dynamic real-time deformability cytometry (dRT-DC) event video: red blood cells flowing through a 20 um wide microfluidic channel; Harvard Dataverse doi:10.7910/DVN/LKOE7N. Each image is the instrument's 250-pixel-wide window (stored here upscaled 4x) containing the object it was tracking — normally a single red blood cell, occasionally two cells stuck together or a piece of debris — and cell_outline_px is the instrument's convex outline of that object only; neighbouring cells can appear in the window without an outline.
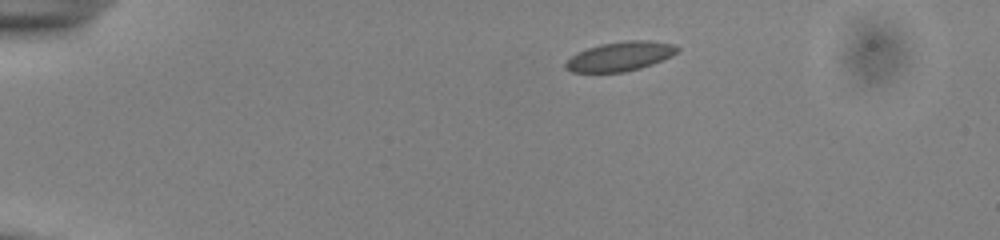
{"species": "common noctule bat (a hibernating species)", "species_latin": "Nyctalus noctula", "temperature_condition": "cold", "stored_images_in_passage": 44, "camera_frame_rate_fps": 3000, "um_per_image_px": 0.085, "animal": {"sex": "male", "body_mass_g": 13.0, "forearm_length_mm": 53.1}, "frame": {"image": 1, "passage_image": 1, "time_ms": 0.0, "image_size_px": [1000, 240], "cell_outline_px": [[680, 48], [672, 56], [652, 64], [640, 68], [624, 72], [572, 72], [564, 68], [564, 64], [576, 52], [600, 44], [624, 40], [648, 40], [676, 44]], "centroid_in_image_um": [52.72, 4.78], "position_along_channel_um": 32.3, "area_um2": 19.19}}
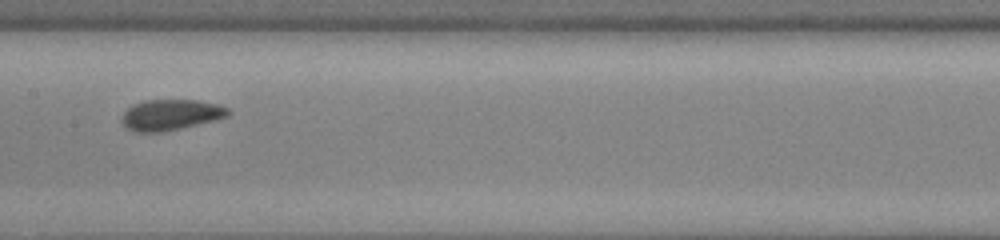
{"frame": {"image": 2, "passage_image": 19, "time_ms": 6.0, "image_size_px": [1000, 240], "cell_outline_px": [[232, 112], [228, 116], [216, 120], [180, 128], [160, 132], [136, 132], [128, 128], [120, 120], [124, 112], [132, 104], [144, 100], [196, 100], [216, 104], [228, 108]], "centroid_in_image_um": [14.51, 9.75], "position_along_channel_um": 192.9, "area_um2": 19.02}}
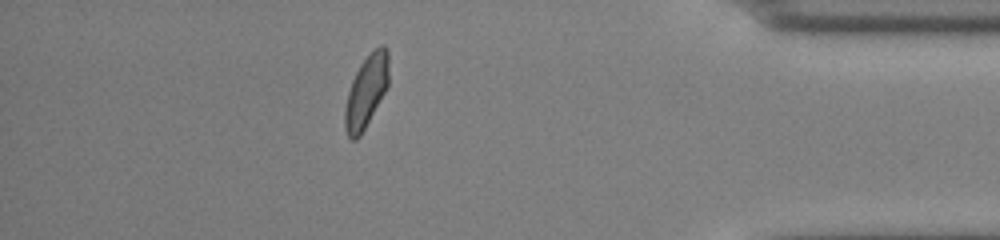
{"frame": {"image": 3, "passage_image": 38, "time_ms": 12.333, "image_size_px": [1000, 240], "cell_outline_px": [[388, 84], [384, 92], [360, 136], [356, 140], [352, 140], [348, 136], [344, 128], [344, 108], [348, 92], [352, 80], [360, 64], [380, 44], [384, 44], [388, 48]], "centroid_in_image_um": [31.11, 7.77], "position_along_channel_um": 404.1, "area_um2": 18.21}, "authors_computed_cell_mechanics": {"area_um2": 18.7272, "velocity_mm_per_s": 3.8711, "shape_relaxation_time_tau1_ms": 6.9887, "shape_relaxation_time_tau2_ms": 1.3283, "deformation_change_tau1": 0.1147, "deformation_change_tau2": 0.0364}}